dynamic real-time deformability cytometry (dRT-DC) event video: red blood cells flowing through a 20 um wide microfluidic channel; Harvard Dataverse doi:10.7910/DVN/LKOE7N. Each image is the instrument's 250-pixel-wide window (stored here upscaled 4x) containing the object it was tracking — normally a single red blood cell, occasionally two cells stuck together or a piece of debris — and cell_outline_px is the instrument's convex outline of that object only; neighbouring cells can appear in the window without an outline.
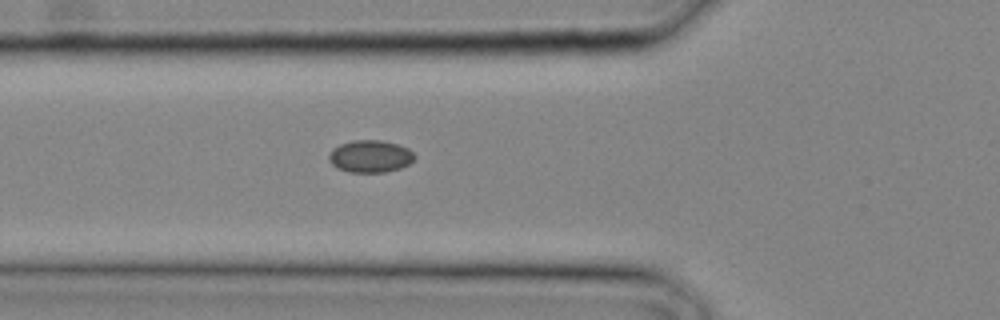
{"species": "common noctule bat (a hibernating species)", "species_latin": "Nyctalus noctula", "temperature_condition": "cold", "stored_images_in_passage": 23, "camera_frame_rate_fps": 3000, "um_per_image_px": 0.085, "animal": {"sex": "male", "body_mass_g": 20.4}, "frame": {"image": 1, "passage_image": 5, "time_ms": 1.333, "image_size_px": [1000, 320], "cell_outline_px": [[416, 156], [408, 164], [400, 168], [384, 172], [348, 172], [336, 168], [328, 160], [328, 156], [332, 148], [340, 144], [352, 140], [380, 140], [396, 144], [408, 148]], "centroid_in_image_um": [31.43, 13.28], "position_along_channel_um": 94.4, "area_um2": 16.13}}
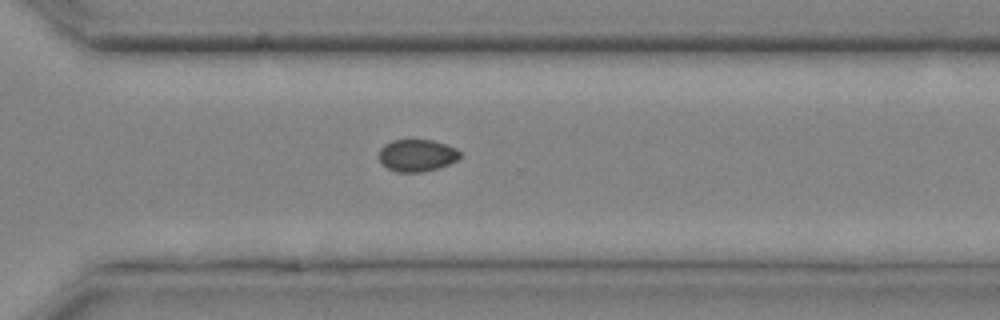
{"frame": {"image": 2, "passage_image": 16, "time_ms": 5.0, "image_size_px": [1000, 320], "cell_outline_px": [[460, 156], [456, 160], [448, 164], [436, 168], [420, 172], [396, 172], [388, 168], [380, 160], [380, 148], [384, 144], [392, 140], [432, 140], [456, 148], [460, 152]], "centroid_in_image_um": [35.43, 13.2], "position_along_channel_um": 335.2, "area_um2": 14.91}}
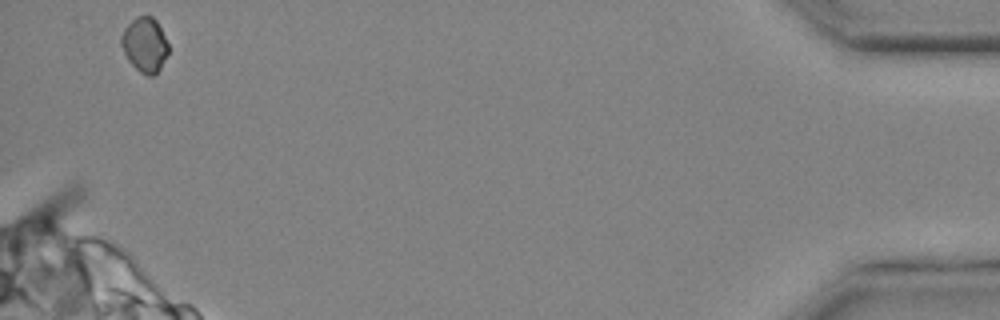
{"frame": {"image": 3, "passage_image": 23, "time_ms": 7.333, "image_size_px": [1000, 320], "cell_outline_px": [[168, 52], [160, 68], [152, 76], [148, 76], [140, 72], [128, 60], [120, 44], [120, 36], [124, 28], [136, 16], [152, 16], [156, 20], [168, 44]], "centroid_in_image_um": [12.28, 3.79], "position_along_channel_um": 422.9, "area_um2": 14.85}}